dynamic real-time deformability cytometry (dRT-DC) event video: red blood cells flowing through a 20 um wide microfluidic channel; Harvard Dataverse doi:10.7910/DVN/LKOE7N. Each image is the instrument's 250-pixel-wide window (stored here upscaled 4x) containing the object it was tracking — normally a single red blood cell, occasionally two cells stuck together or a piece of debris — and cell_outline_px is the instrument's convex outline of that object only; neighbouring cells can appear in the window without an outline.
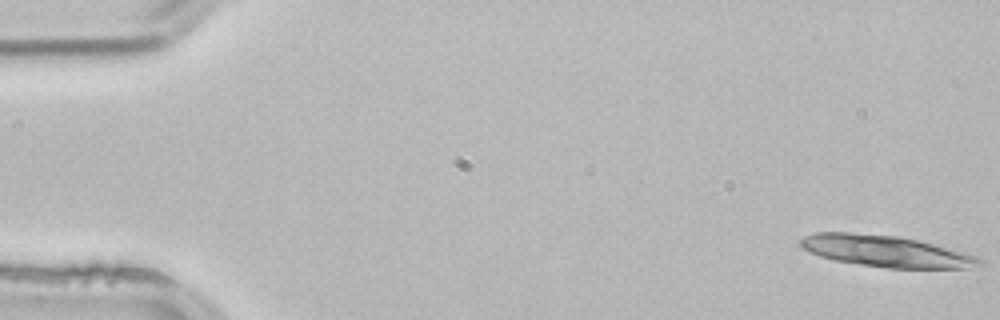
{"species": "common noctule bat (a hibernating species)", "species_latin": "Nyctalus noctula", "temperature_condition": "room temperature", "stored_images_in_passage": 5, "camera_frame_rate_fps": 3000, "um_per_image_px": 0.085, "animal": {"sex": "male", "body_mass_g": 21.5, "forearm_length_mm": 52.0}, "frame": {"image": 1, "passage_image": 1, "time_ms": 0.0, "image_size_px": [1000, 320], "cell_outline_px": [[984, 264], [968, 268], [888, 268], [860, 264], [836, 260], [820, 256], [804, 248], [800, 244], [800, 240], [804, 236], [816, 232], [848, 232], [896, 236], [920, 240], [980, 256], [984, 260]], "centroid_in_image_um": [75.39, 21.35], "position_along_channel_um": 9.6, "area_um2": 32.77}}